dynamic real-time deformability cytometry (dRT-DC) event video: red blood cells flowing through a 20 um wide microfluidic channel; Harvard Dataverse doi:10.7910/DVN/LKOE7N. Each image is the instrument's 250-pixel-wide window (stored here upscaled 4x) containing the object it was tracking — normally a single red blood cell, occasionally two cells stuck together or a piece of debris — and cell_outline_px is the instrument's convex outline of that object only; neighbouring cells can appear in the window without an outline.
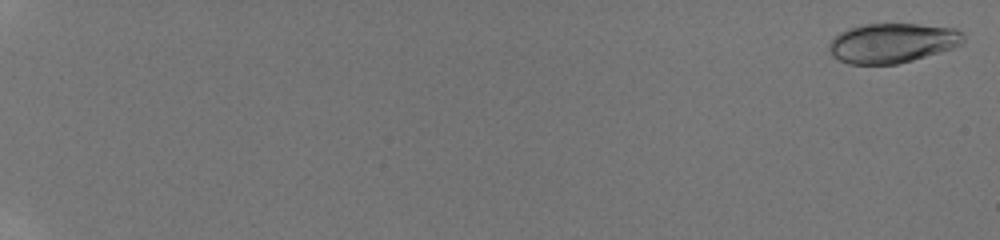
{"species": "human", "species_latin": "Homo sapiens", "temperature_condition": "room temperature", "stored_images_in_passage": 30, "camera_frame_rate_fps": 3000, "um_per_image_px": 0.085, "donor": {"sex": "male"}, "frame": {"image": 1, "passage_image": 1, "time_ms": 0.0, "image_size_px": [1000, 240], "cell_outline_px": [[964, 44], [940, 52], [912, 60], [896, 64], [848, 64], [832, 56], [828, 52], [828, 44], [840, 32], [848, 28], [864, 24], [920, 24], [956, 28], [964, 36]], "centroid_in_image_um": [75.84, 3.65], "position_along_channel_um": 9.2, "area_um2": 31.15}}
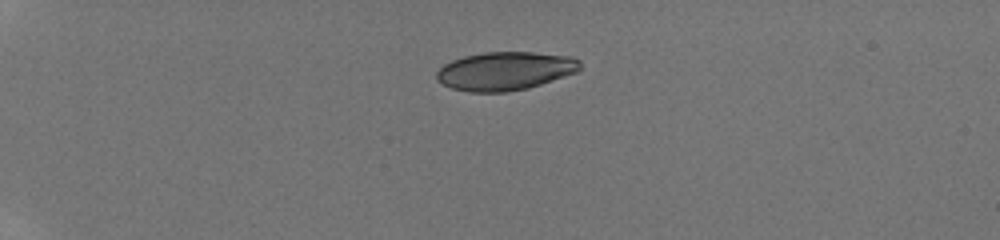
{"frame": {"image": 2, "passage_image": 17, "time_ms": 5.0, "image_size_px": [1000, 240], "cell_outline_px": [[580, 68], [576, 72], [528, 88], [508, 92], [468, 92], [452, 88], [436, 80], [436, 72], [444, 64], [452, 60], [464, 56], [484, 52], [532, 52], [572, 56], [580, 60]], "centroid_in_image_um": [42.92, 6.03], "position_along_channel_um": 42.1, "area_um2": 32.14}}
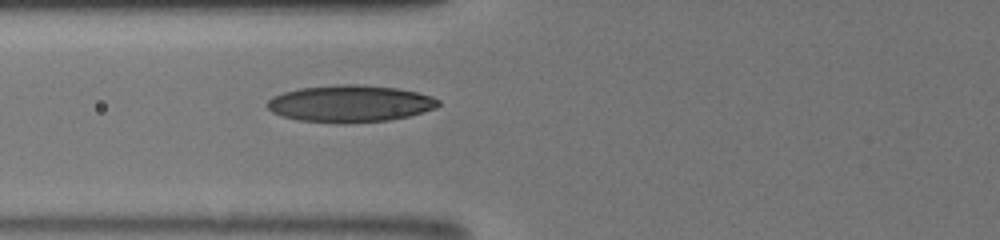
{"frame": {"image": 3, "passage_image": 30, "time_ms": 8.0, "image_size_px": [1000, 240], "cell_outline_px": [[440, 104], [436, 108], [424, 112], [408, 116], [388, 120], [344, 124], [300, 120], [284, 116], [272, 112], [268, 108], [268, 100], [272, 96], [284, 92], [300, 88], [344, 84], [356, 84], [396, 88], [416, 92], [432, 96], [440, 100]], "centroid_in_image_um": [29.78, 8.81], "position_along_channel_um": 96.0, "area_um2": 36.7}}